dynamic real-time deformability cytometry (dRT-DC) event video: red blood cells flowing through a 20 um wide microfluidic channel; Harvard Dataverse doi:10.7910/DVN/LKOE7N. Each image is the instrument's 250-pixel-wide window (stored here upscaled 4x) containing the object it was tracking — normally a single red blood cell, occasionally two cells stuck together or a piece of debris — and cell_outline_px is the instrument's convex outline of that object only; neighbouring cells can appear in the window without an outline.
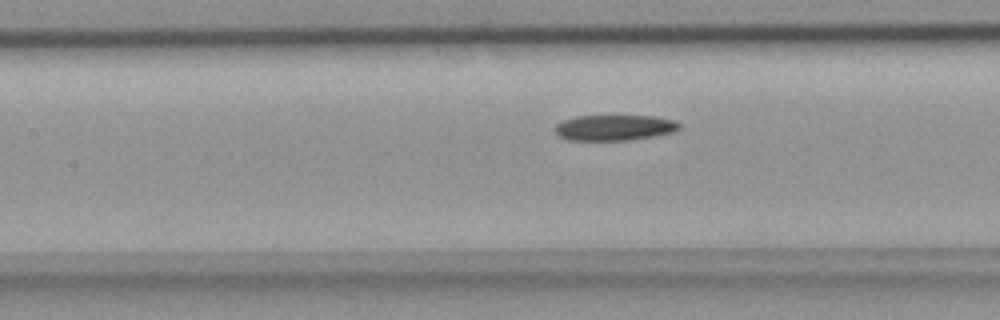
{"species": "common noctule bat (a hibernating species)", "species_latin": "Nyctalus noctula", "temperature_condition": "room temperature", "stored_images_in_passage": 33, "camera_frame_rate_fps": 3000, "um_per_image_px": 0.085, "animal": {"sex": "female", "body_mass_g": 18.4}, "frame": {"image": 1, "passage_image": 16, "time_ms": 5.0, "image_size_px": [1000, 320], "cell_outline_px": [[680, 128], [672, 132], [652, 136], [628, 140], [568, 140], [560, 136], [556, 132], [556, 124], [564, 120], [576, 116], [656, 116], [676, 120], [680, 124]], "centroid_in_image_um": [52.25, 10.84], "position_along_channel_um": 155.2, "area_um2": 18.44}}
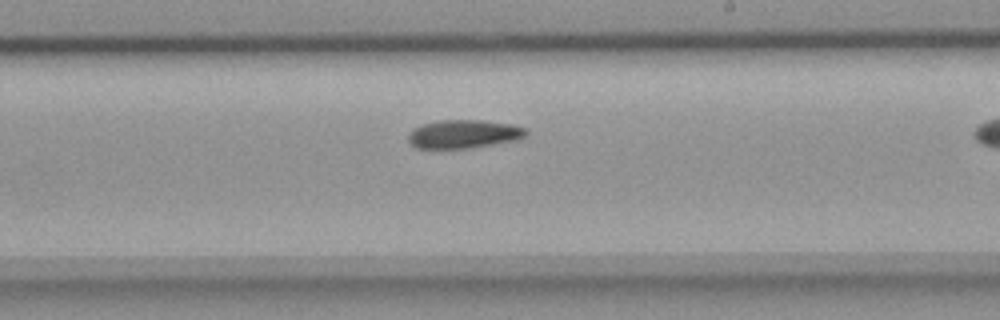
{"frame": {"image": 2, "passage_image": 23, "time_ms": 7.333, "image_size_px": [1000, 320], "cell_outline_px": [[528, 136], [516, 140], [472, 148], [416, 148], [408, 140], [408, 136], [412, 128], [420, 124], [440, 120], [480, 120], [512, 124], [528, 128]], "centroid_in_image_um": [39.44, 11.38], "position_along_channel_um": 249.6, "area_um2": 19.77}}
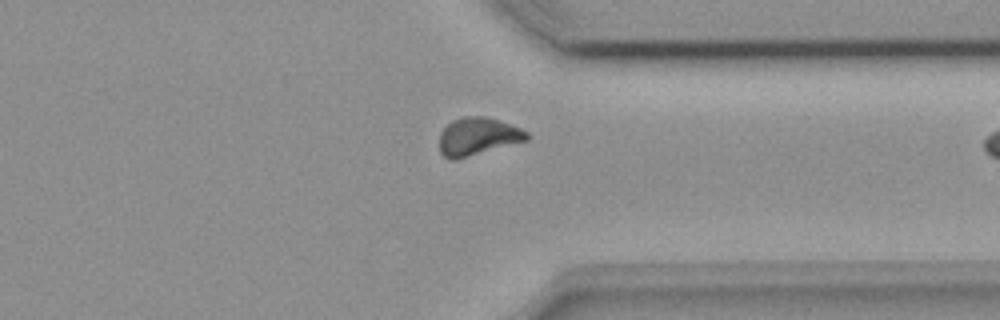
{"frame": {"image": 3, "passage_image": 32, "time_ms": 10.333, "image_size_px": [1000, 320], "cell_outline_px": [[532, 136], [528, 140], [456, 160], [448, 160], [440, 152], [440, 132], [452, 120], [464, 116], [488, 116], [520, 128], [528, 132]], "centroid_in_image_um": [40.62, 11.6], "position_along_channel_um": 370.8, "area_um2": 19.42}}